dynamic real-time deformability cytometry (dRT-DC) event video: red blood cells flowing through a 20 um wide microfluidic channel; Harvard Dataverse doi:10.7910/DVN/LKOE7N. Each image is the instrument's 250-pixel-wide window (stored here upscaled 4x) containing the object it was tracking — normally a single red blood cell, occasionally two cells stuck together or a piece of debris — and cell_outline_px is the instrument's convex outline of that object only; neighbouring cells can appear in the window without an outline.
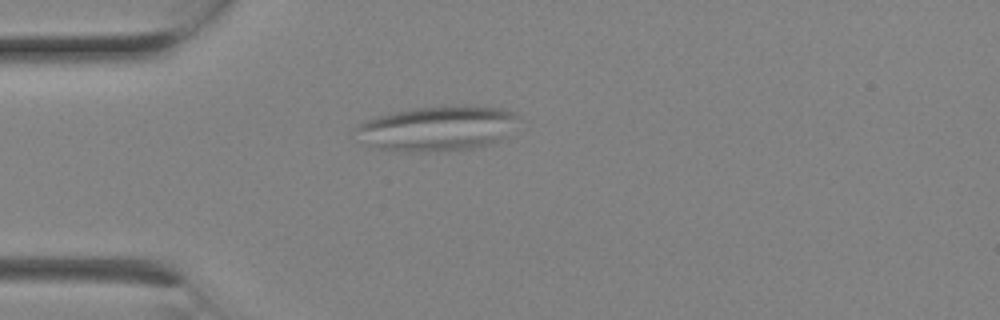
{"species": "Egyptian fruit bat (a non-hibernating species)", "species_latin": "Rousettus aegyptiacus", "temperature_condition": "room temperature", "stored_images_in_passage": 2, "camera_frame_rate_fps": 3000, "um_per_image_px": 0.085, "animal": {"sex": "female"}, "frame": {"image": 1, "passage_image": 2, "time_ms": 0.333, "image_size_px": [1000, 320], "cell_outline_px": [[516, 116], [504, 136], [488, 144], [472, 148], [444, 152], [404, 152], [376, 148], [368, 144], [352, 128], [364, 120], [376, 116], [412, 108], [444, 104], [464, 104], [504, 108], [516, 112]], "centroid_in_image_um": [37.11, 10.89], "position_along_channel_um": 47.9, "area_um2": 42.95}}